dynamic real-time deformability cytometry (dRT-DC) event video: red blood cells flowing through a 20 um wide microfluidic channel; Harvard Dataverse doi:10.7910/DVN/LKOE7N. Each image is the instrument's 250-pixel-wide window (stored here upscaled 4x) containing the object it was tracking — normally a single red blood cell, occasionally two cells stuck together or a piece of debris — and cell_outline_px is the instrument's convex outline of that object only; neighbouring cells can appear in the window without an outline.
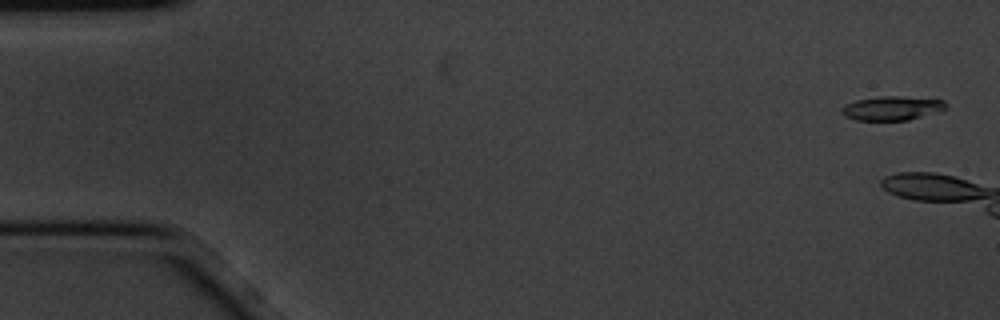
{"species": "common noctule bat (a hibernating species)", "species_latin": "Nyctalus noctula", "temperature_condition": "cold", "stored_images_in_passage": 3, "camera_frame_rate_fps": 3000, "um_per_image_px": 0.085, "animal": {"sex": "male", "body_mass_g": 20.1, "forearm_length_mm": 53.5}, "frame": {"image": 1, "passage_image": 1, "time_ms": 0.0, "image_size_px": [1000, 320], "cell_outline_px": [[948, 108], [908, 120], [856, 120], [844, 116], [840, 112], [840, 108], [844, 104], [856, 100], [880, 96], [900, 96], [944, 100], [948, 104]], "centroid_in_image_um": [75.78, 9.19], "position_along_channel_um": 9.2, "area_um2": 14.68}}